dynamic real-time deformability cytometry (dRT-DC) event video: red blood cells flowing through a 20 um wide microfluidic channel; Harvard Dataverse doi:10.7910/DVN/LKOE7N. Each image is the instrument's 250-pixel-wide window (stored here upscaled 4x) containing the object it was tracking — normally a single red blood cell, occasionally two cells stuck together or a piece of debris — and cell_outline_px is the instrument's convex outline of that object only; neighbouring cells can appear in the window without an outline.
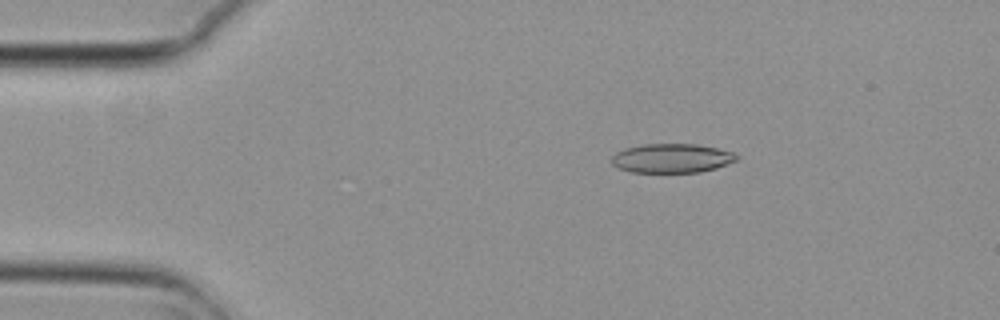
{"species": "common noctule bat (a hibernating species)", "species_latin": "Nyctalus noctula", "temperature_condition": "cold", "stored_images_in_passage": 5, "camera_frame_rate_fps": 3000, "um_per_image_px": 0.085, "animal": {"sex": "female", "body_mass_g": 29.2, "forearm_length_mm": 56.3}, "frame": {"image": 1, "passage_image": 3, "time_ms": 0.667, "image_size_px": [1000, 320], "cell_outline_px": [[740, 156], [736, 160], [716, 168], [700, 172], [632, 172], [616, 168], [612, 164], [612, 156], [616, 152], [624, 148], [644, 144], [696, 144], [736, 152]], "centroid_in_image_um": [57.1, 13.45], "position_along_channel_um": 27.9, "area_um2": 21.33}}
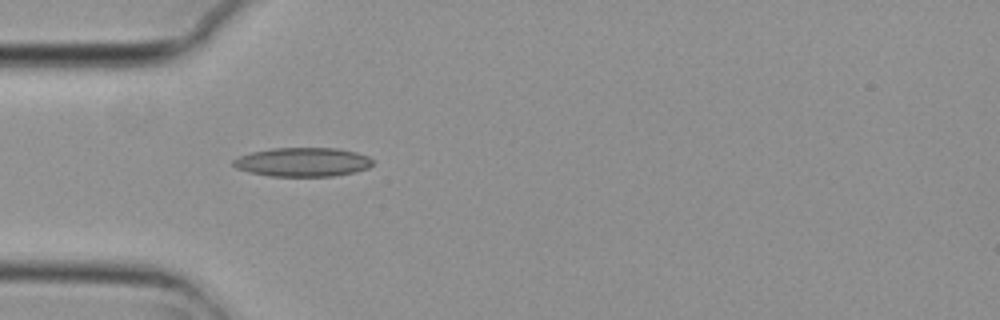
{"frame": {"image": 2, "passage_image": 5, "time_ms": 1.333, "image_size_px": [1000, 320], "cell_outline_px": [[372, 164], [368, 168], [356, 172], [332, 176], [272, 176], [252, 172], [236, 168], [232, 164], [232, 160], [240, 156], [252, 152], [272, 148], [336, 148], [356, 152], [368, 156], [372, 160]], "centroid_in_image_um": [25.75, 13.77], "position_along_channel_um": 59.3, "area_um2": 23.41}}